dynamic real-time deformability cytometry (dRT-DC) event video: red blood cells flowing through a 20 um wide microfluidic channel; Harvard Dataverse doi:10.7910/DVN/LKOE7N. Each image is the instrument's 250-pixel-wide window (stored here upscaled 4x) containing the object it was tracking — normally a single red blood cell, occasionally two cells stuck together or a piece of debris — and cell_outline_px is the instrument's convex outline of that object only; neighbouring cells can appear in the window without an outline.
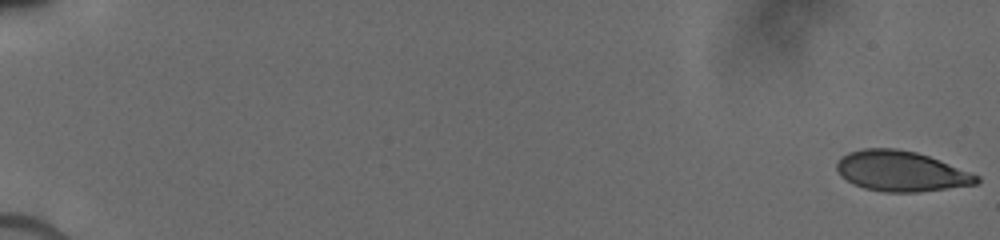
{"species": "human", "species_latin": "Homo sapiens", "temperature_condition": "cold", "stored_images_in_passage": 23, "camera_frame_rate_fps": 3000, "um_per_image_px": 0.085, "donor": {"sex": "male"}, "frame": {"image": 1, "passage_image": 1, "time_ms": 0.0, "image_size_px": [1000, 240], "cell_outline_px": [[980, 180], [976, 184], [916, 192], [884, 192], [864, 188], [848, 180], [836, 168], [836, 164], [848, 152], [864, 148], [896, 148], [916, 152], [928, 156], [980, 176]], "centroid_in_image_um": [76.6, 14.54], "position_along_channel_um": 8.4, "area_um2": 32.31}}